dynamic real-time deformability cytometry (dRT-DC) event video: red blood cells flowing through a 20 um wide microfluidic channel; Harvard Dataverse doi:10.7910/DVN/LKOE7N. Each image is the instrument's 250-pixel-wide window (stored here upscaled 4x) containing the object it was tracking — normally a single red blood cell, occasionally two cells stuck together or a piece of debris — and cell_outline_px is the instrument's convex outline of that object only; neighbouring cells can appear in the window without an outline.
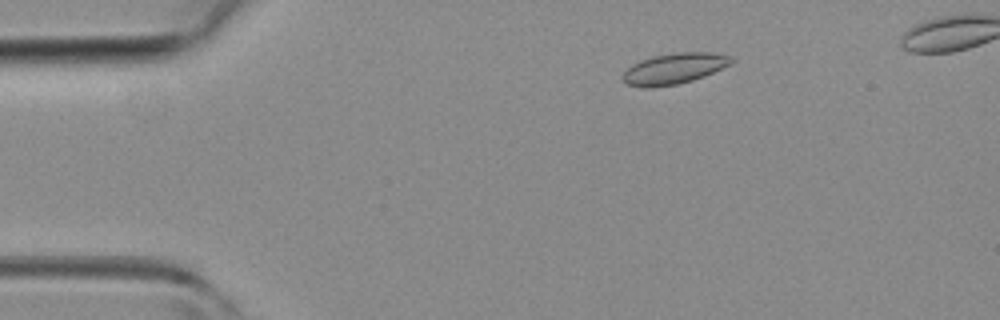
{"species": "common noctule bat (a hibernating species)", "species_latin": "Nyctalus noctula", "temperature_condition": "room temperature", "stored_images_in_passage": 39, "camera_frame_rate_fps": 3000, "um_per_image_px": 0.085, "animal": {"sex": "female", "body_mass_g": 19.3, "forearm_length_mm": 54.1}, "frame": {"image": 1, "passage_image": 5, "time_ms": 1.333, "image_size_px": [1000, 320], "cell_outline_px": [[732, 64], [704, 76], [692, 80], [676, 84], [648, 88], [628, 84], [620, 76], [632, 64], [640, 60], [652, 56], [680, 52], [712, 52], [728, 56], [732, 60]], "centroid_in_image_um": [57.28, 5.82], "position_along_channel_um": 27.7, "area_um2": 19.31}}
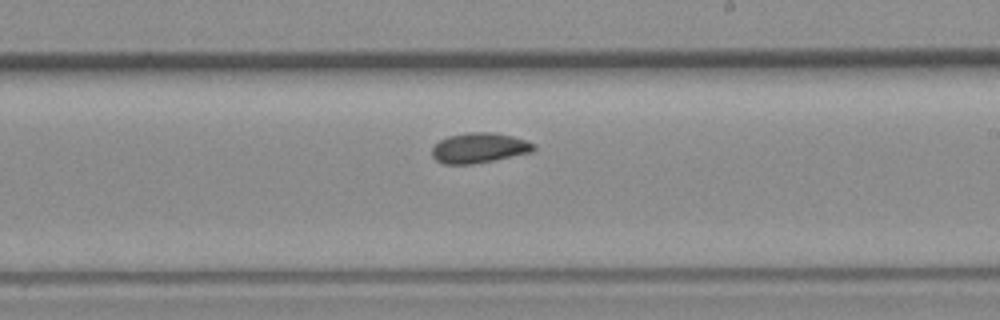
{"frame": {"image": 2, "passage_image": 23, "time_ms": 7.333, "image_size_px": [1000, 320], "cell_outline_px": [[536, 148], [532, 152], [496, 160], [472, 164], [444, 164], [436, 160], [432, 156], [432, 148], [440, 140], [448, 136], [468, 132], [492, 132], [512, 136], [536, 144]], "centroid_in_image_um": [40.74, 12.58], "position_along_channel_um": 248.3, "area_um2": 17.92}}
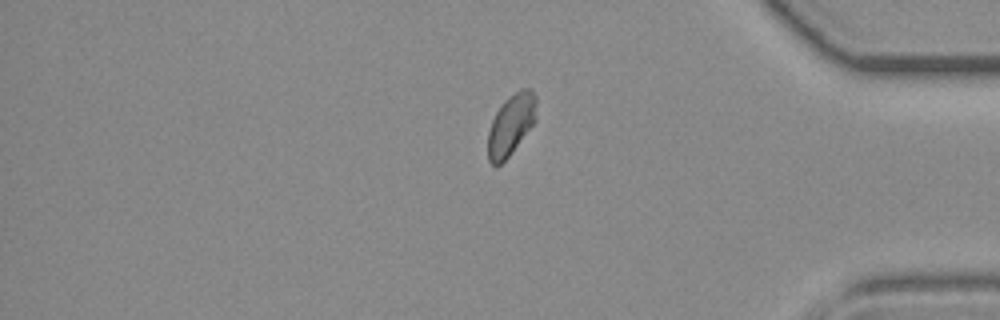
{"frame": {"image": 3, "passage_image": 34, "time_ms": 11.0, "image_size_px": [1000, 320], "cell_outline_px": [[536, 120], [508, 156], [496, 168], [488, 160], [488, 132], [492, 120], [496, 112], [504, 100], [520, 88], [532, 88], [536, 96]], "centroid_in_image_um": [43.43, 10.57], "position_along_channel_um": 391.8, "area_um2": 17.17}}